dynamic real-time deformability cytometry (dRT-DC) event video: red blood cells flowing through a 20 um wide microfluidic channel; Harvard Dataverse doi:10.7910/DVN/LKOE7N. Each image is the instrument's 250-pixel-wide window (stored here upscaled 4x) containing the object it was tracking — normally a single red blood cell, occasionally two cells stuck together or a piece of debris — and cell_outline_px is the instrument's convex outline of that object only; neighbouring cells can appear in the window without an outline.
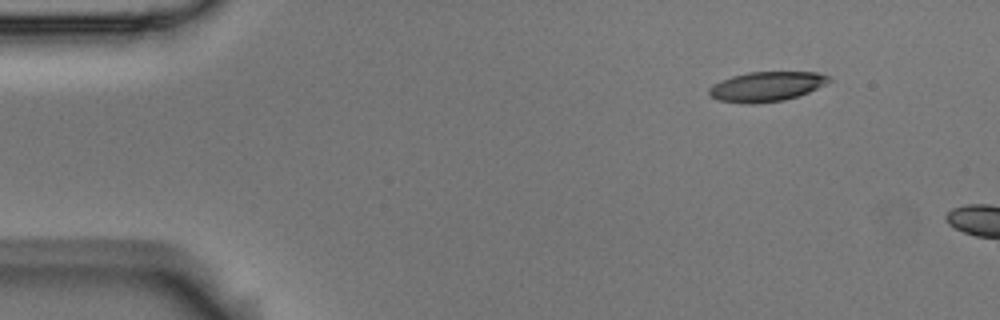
{"species": "Egyptian fruit bat (a non-hibernating species)", "species_latin": "Rousettus aegyptiacus", "temperature_condition": "room temperature", "stored_images_in_passage": 2, "camera_frame_rate_fps": 3000, "um_per_image_px": 0.085, "animal": {"sex": "male"}, "frame": {"image": 1, "passage_image": 1, "time_ms": 0.0, "image_size_px": [1000, 320], "cell_outline_px": [[832, 80], [808, 92], [784, 100], [720, 100], [712, 96], [708, 92], [708, 88], [720, 80], [732, 76], [748, 72], [816, 72], [828, 76]], "centroid_in_image_um": [65.19, 7.28], "position_along_channel_um": 19.8, "area_um2": 19.54}}